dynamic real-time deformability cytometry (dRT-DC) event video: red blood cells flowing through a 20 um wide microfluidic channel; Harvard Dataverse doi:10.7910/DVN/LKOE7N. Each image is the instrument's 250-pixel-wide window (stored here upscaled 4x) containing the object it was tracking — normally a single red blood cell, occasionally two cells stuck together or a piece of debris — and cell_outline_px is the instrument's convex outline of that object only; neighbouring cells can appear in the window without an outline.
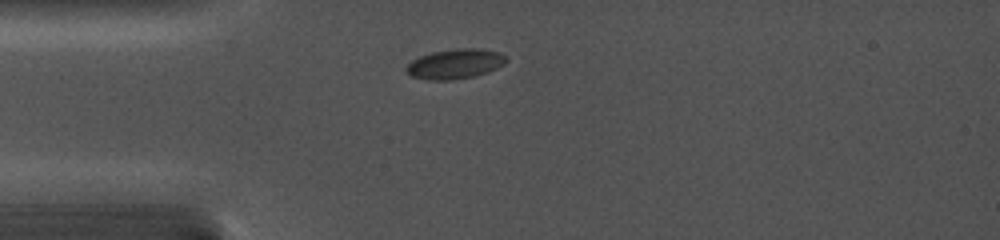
{"species": "common noctule bat (a hibernating species)", "species_latin": "Nyctalus noctula", "temperature_condition": "cold", "stored_images_in_passage": 14, "camera_frame_rate_fps": 5000, "um_per_image_px": 0.085, "animal": {"sex": "female", "body_mass_g": 19.0, "forearm_length_mm": 56.7}, "frame": {"image": 1, "passage_image": 1, "time_ms": 0.0, "image_size_px": [1000, 240], "cell_outline_px": [[508, 60], [504, 64], [488, 72], [476, 76], [452, 80], [428, 80], [412, 76], [404, 68], [412, 60], [420, 56], [432, 52], [456, 48], [480, 48], [500, 52], [508, 56]], "centroid_in_image_um": [38.72, 5.42], "position_along_channel_um": 46.3, "area_um2": 17.57}}
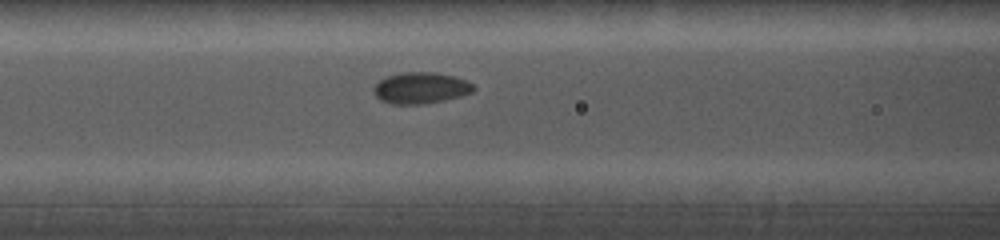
{"frame": {"image": 2, "passage_image": 6, "time_ms": 2.6, "image_size_px": [1000, 240], "cell_outline_px": [[476, 88], [472, 92], [460, 96], [428, 104], [392, 104], [380, 100], [376, 96], [372, 88], [384, 76], [404, 72], [436, 72], [452, 76], [464, 80], [472, 84]], "centroid_in_image_um": [35.73, 7.48], "position_along_channel_um": 130.9, "area_um2": 18.26}}
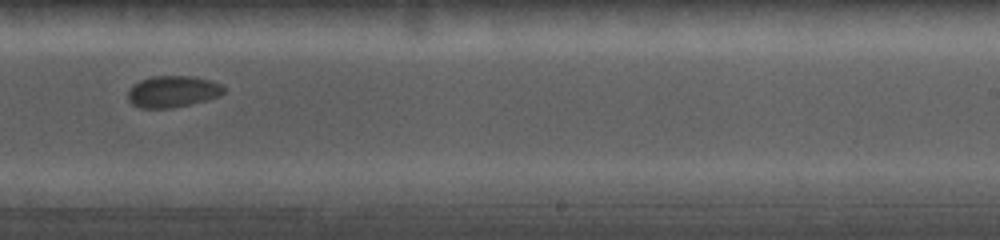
{"frame": {"image": 3, "passage_image": 13, "time_ms": 6.4, "image_size_px": [1000, 240], "cell_outline_px": [[224, 92], [220, 96], [192, 104], [172, 108], [140, 108], [132, 104], [128, 100], [128, 92], [140, 80], [152, 76], [192, 76], [212, 80], [220, 84], [224, 88]], "centroid_in_image_um": [14.7, 7.79], "position_along_channel_um": 274.3, "area_um2": 17.63}}